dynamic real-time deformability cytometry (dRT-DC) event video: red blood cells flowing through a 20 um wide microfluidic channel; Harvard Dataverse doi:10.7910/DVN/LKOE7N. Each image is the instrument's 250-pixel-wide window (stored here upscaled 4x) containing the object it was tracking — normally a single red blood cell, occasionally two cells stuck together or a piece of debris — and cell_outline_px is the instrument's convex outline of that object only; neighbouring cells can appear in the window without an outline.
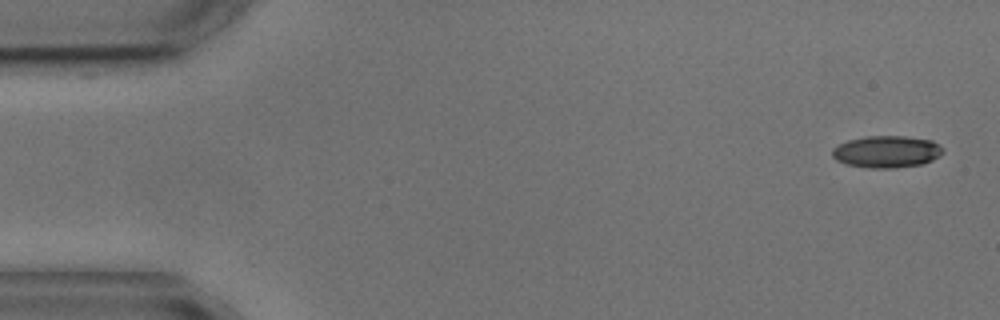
{"species": "common noctule bat (a hibernating species)", "species_latin": "Nyctalus noctula", "temperature_condition": "cold", "stored_images_in_passage": 5, "camera_frame_rate_fps": 3000, "um_per_image_px": 0.085, "animal": {"sex": "male", "body_mass_g": 17.9, "forearm_length_mm": 54.2}, "frame": {"image": 1, "passage_image": 5, "time_ms": 5.0, "image_size_px": [1000, 320], "cell_outline_px": [[944, 152], [940, 156], [932, 160], [920, 164], [896, 168], [868, 168], [848, 164], [836, 160], [832, 156], [832, 148], [848, 140], [864, 136], [904, 136], [932, 140], [940, 144], [944, 148]], "centroid_in_image_um": [75.39, 12.89], "position_along_channel_um": 9.6, "area_um2": 20.75}}